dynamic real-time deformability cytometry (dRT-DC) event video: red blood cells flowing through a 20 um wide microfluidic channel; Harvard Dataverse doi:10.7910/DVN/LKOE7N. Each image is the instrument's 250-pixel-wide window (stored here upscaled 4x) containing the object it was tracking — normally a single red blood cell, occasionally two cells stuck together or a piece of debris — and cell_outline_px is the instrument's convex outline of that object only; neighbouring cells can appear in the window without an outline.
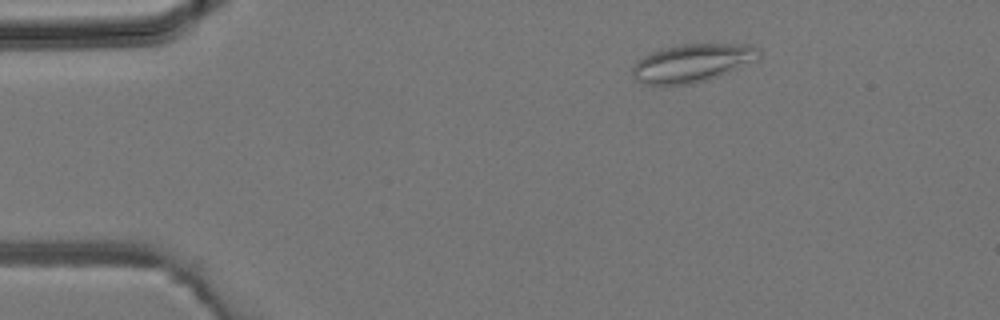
{"species": "common noctule bat (a hibernating species)", "species_latin": "Nyctalus noctula", "temperature_condition": "room temperature", "stored_images_in_passage": 3, "camera_frame_rate_fps": 3000, "um_per_image_px": 0.085, "animal": {"sex": "male", "body_mass_g": 19.2, "forearm_length_mm": 51.8}, "frame": {"image": 1, "passage_image": 3, "time_ms": 0.667, "image_size_px": [1000, 320], "cell_outline_px": [[760, 56], [756, 60], [716, 76], [692, 84], [644, 84], [632, 76], [632, 68], [644, 56], [652, 52], [664, 48], [680, 44], [748, 44], [760, 48]], "centroid_in_image_um": [58.85, 5.33], "position_along_channel_um": 26.1, "area_um2": 27.51}}